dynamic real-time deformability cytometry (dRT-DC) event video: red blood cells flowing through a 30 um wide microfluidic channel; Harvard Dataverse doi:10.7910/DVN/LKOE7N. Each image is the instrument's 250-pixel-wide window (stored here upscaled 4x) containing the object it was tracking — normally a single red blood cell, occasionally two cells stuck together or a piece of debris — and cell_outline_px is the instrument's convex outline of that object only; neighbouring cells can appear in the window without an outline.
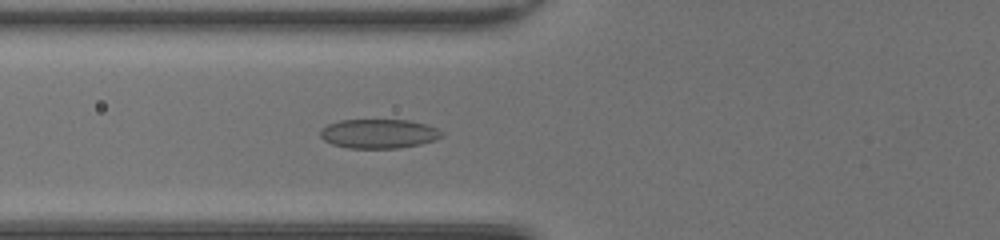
{"species": "common noctule bat (a hibernating species)", "species_latin": "Nyctalus noctula", "temperature_condition": "room temperature", "stored_images_in_passage": 52, "camera_frame_rate_fps": 3000, "um_per_image_px": 0.085, "animal": {"sex": "female", "body_mass_g": 20.0, "forearm_length_mm": 54.0}, "frame": {"image": 1, "passage_image": 23, "time_ms": 7.333, "image_size_px": [1000, 240], "cell_outline_px": [[444, 136], [436, 140], [420, 144], [400, 148], [348, 148], [332, 144], [324, 140], [320, 136], [320, 128], [328, 124], [340, 120], [408, 120], [428, 124], [444, 132]], "centroid_in_image_um": [32.22, 11.36], "position_along_channel_um": 93.6, "area_um2": 20.92}}
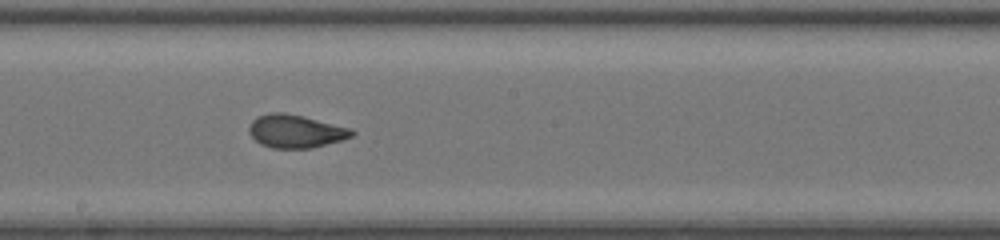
{"frame": {"image": 2, "passage_image": 32, "time_ms": 10.333, "image_size_px": [1000, 240], "cell_outline_px": [[356, 132], [352, 136], [340, 140], [312, 148], [272, 148], [260, 144], [248, 132], [248, 128], [252, 120], [256, 116], [272, 112], [284, 112], [304, 116], [352, 128]], "centroid_in_image_um": [25.11, 11.14], "position_along_channel_um": 223.1, "area_um2": 19.94}}
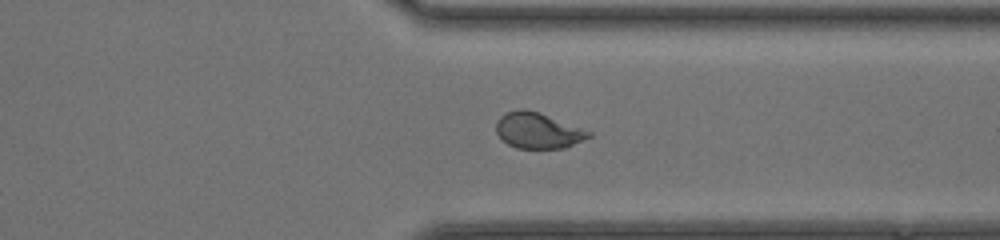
{"frame": {"image": 3, "passage_image": 42, "time_ms": 13.667, "image_size_px": [1000, 240], "cell_outline_px": [[592, 136], [564, 148], [516, 148], [508, 144], [496, 132], [496, 120], [500, 116], [508, 112], [520, 108], [524, 108], [540, 112], [592, 132]], "centroid_in_image_um": [45.72, 11.08], "position_along_channel_um": 365.7, "area_um2": 19.25}, "authors_computed_cell_mechanics": {"area_um2": 20.7502, "velocity_mm_per_s": 4.2836, "shape_relaxation_time_tau1_ms": 4.1963, "shape_relaxation_time_tau2_ms": 0.7128, "deformation_change_tau1": 0.1574, "deformation_change_tau2": 0.0551}}